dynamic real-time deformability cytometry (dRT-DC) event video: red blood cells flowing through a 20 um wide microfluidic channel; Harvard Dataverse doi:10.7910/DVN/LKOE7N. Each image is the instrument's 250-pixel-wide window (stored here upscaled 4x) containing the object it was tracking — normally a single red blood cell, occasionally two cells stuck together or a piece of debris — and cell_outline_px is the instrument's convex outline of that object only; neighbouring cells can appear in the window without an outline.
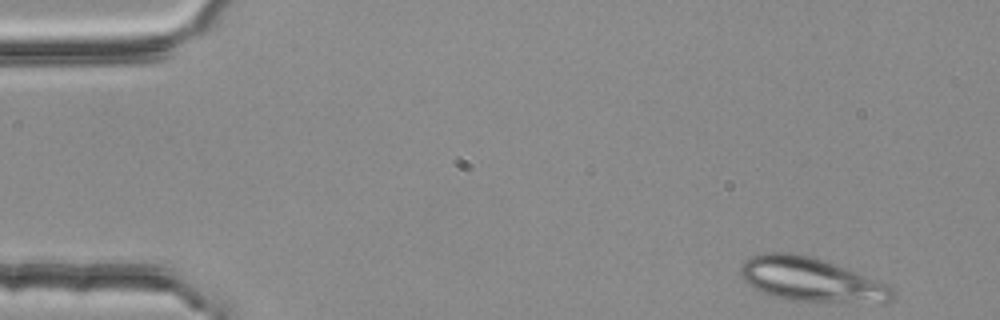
{"species": "common noctule bat (a hibernating species)", "species_latin": "Nyctalus noctula", "temperature_condition": "room temperature", "stored_images_in_passage": 4, "segment_of_instrument_passage": [1, 2], "camera_frame_rate_fps": 3000, "um_per_image_px": 0.085, "animal": {"sex": "female", "body_mass_g": 25.1}, "frame": {"image": 1, "passage_image": 1, "time_ms": 0.0, "image_size_px": [1000, 320], "cell_outline_px": [[896, 296], [892, 300], [788, 300], [772, 296], [748, 284], [740, 276], [740, 268], [744, 260], [748, 256], [760, 252], [792, 252], [812, 256], [824, 260], [876, 280], [892, 288]], "centroid_in_image_um": [68.78, 23.7], "position_along_channel_um": 16.2, "area_um2": 37.8}}